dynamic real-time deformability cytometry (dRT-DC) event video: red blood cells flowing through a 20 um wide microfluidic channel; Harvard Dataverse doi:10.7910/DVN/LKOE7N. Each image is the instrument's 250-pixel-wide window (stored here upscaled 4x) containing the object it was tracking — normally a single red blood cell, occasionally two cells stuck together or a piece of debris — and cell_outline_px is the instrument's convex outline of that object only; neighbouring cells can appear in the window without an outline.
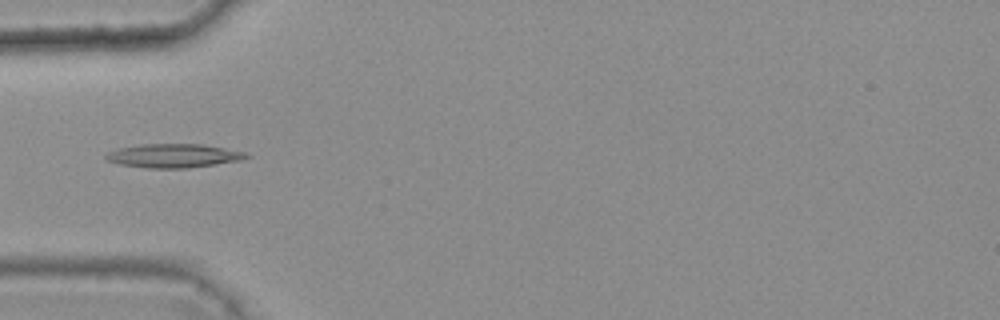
{"species": "common noctule bat (a hibernating species)", "species_latin": "Nyctalus noctula", "temperature_condition": "warm", "stored_images_in_passage": 8, "camera_frame_rate_fps": 3000, "um_per_image_px": 0.085, "animal": {"sex": "female", "body_mass_g": 25.1}, "frame": {"image": 1, "passage_image": 4, "time_ms": 1.0, "image_size_px": [1000, 320], "cell_outline_px": [[252, 156], [240, 160], [216, 164], [188, 168], [148, 168], [120, 164], [104, 160], [104, 156], [108, 152], [116, 148], [140, 144], [204, 144], [244, 152]], "centroid_in_image_um": [14.71, 13.23], "position_along_channel_um": 70.3, "area_um2": 19.54}}
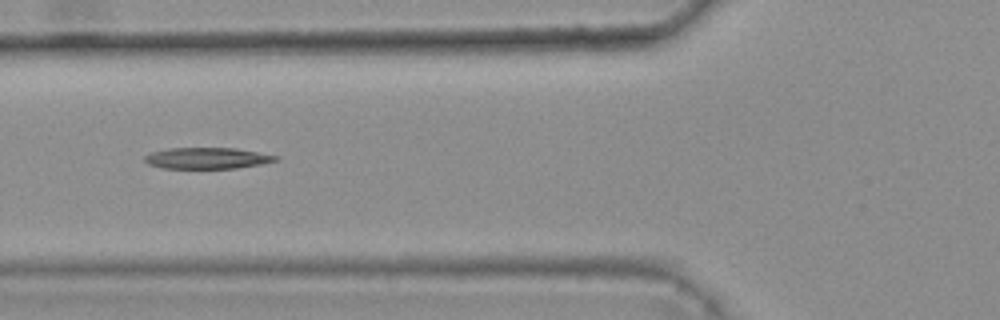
{"frame": {"image": 2, "passage_image": 5, "time_ms": 1.333, "image_size_px": [1000, 320], "cell_outline_px": [[280, 160], [260, 164], [236, 168], [160, 168], [148, 164], [144, 160], [144, 156], [152, 152], [168, 148], [236, 148], [280, 156]], "centroid_in_image_um": [17.62, 13.44], "position_along_channel_um": 108.2, "area_um2": 16.24}}
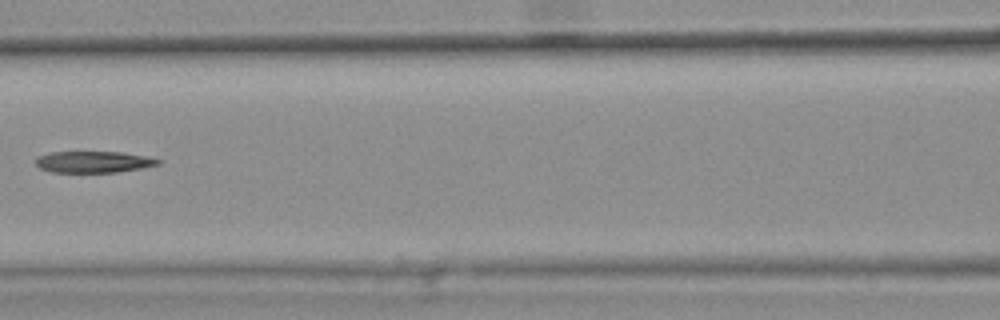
{"frame": {"image": 3, "passage_image": 6, "time_ms": 1.667, "image_size_px": [1000, 320], "cell_outline_px": [[160, 164], [140, 168], [116, 172], [52, 172], [40, 168], [36, 164], [36, 160], [40, 156], [52, 152], [120, 152], [144, 156], [160, 160]], "centroid_in_image_um": [7.94, 13.76], "position_along_channel_um": 158.7, "area_um2": 14.97}}